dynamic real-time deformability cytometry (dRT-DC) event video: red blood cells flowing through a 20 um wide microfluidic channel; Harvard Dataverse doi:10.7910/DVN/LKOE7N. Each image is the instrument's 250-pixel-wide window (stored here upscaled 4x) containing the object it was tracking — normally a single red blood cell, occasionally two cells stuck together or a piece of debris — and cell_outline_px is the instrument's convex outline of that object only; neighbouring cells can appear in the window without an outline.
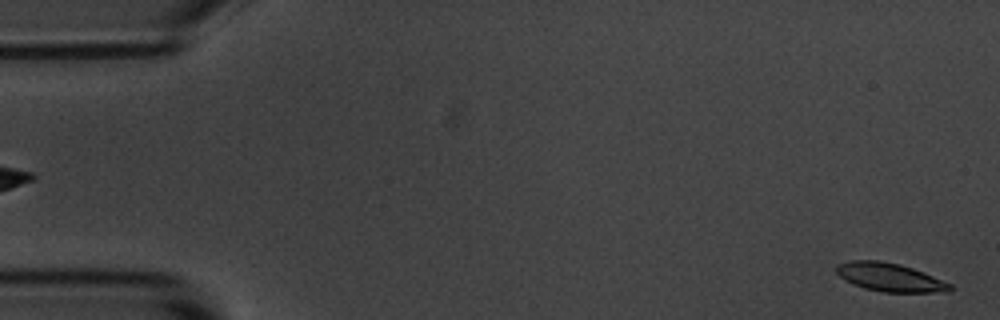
{"species": "common noctule bat (a hibernating species)", "species_latin": "Nyctalus noctula", "temperature_condition": "room temperature", "stored_images_in_passage": 6, "segment_of_instrument_passage": [2, 2], "camera_frame_rate_fps": 3000, "um_per_image_px": 0.085, "animal": {"sex": "male", "body_mass_g": 20.1, "forearm_length_mm": 53.5}, "frame": {"image": 1, "passage_image": 6, "time_ms": 6.0, "image_size_px": [1000, 320], "cell_outline_px": [[952, 292], [884, 292], [864, 288], [852, 284], [844, 280], [836, 272], [836, 264], [848, 260], [880, 260], [900, 264], [912, 268], [952, 284]], "centroid_in_image_um": [75.61, 23.56], "position_along_channel_um": 9.4, "area_um2": 18.9}}